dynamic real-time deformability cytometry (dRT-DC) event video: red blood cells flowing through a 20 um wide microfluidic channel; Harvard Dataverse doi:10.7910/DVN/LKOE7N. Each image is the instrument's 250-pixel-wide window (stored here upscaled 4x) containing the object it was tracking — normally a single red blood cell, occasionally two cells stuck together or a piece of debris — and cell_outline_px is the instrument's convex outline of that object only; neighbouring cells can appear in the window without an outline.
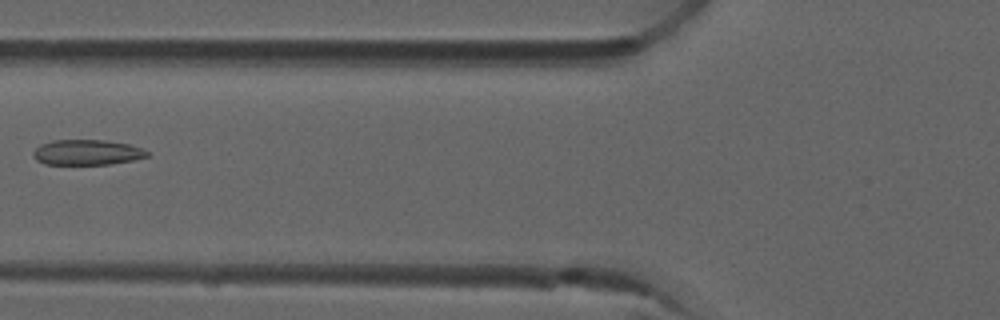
{"species": "common noctule bat (a hibernating species)", "species_latin": "Nyctalus noctula", "temperature_condition": "room temperature", "stored_images_in_passage": 7, "camera_frame_rate_fps": 3000, "um_per_image_px": 0.085, "animal": {"sex": "male", "forearm_length_mm": 52.5}, "frame": {"image": 1, "passage_image": 5, "time_ms": 1.333, "image_size_px": [1000, 320], "cell_outline_px": [[148, 156], [132, 160], [112, 164], [44, 164], [36, 160], [32, 152], [40, 144], [52, 140], [104, 140], [128, 144], [144, 148], [148, 152]], "centroid_in_image_um": [7.38, 12.95], "position_along_channel_um": 118.4, "area_um2": 16.82}}
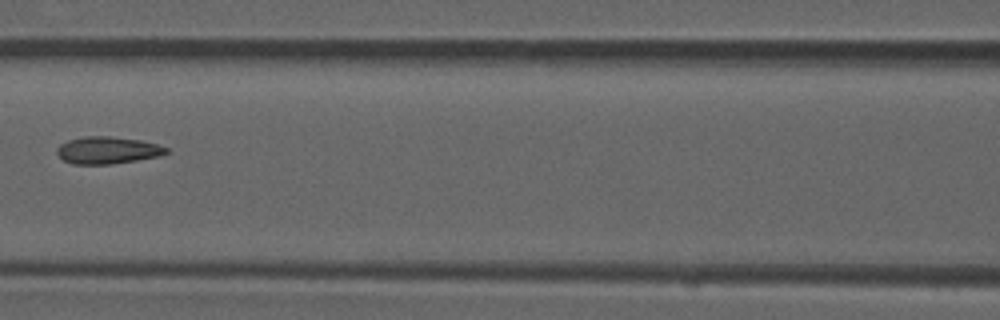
{"frame": {"image": 2, "passage_image": 6, "time_ms": 1.667, "image_size_px": [1000, 320], "cell_outline_px": [[172, 152], [156, 156], [136, 160], [108, 164], [72, 164], [64, 160], [56, 152], [56, 148], [60, 144], [68, 140], [84, 136], [108, 136], [140, 140], [156, 144], [168, 148]], "centroid_in_image_um": [9.12, 12.76], "position_along_channel_um": 157.5, "area_um2": 17.17}}
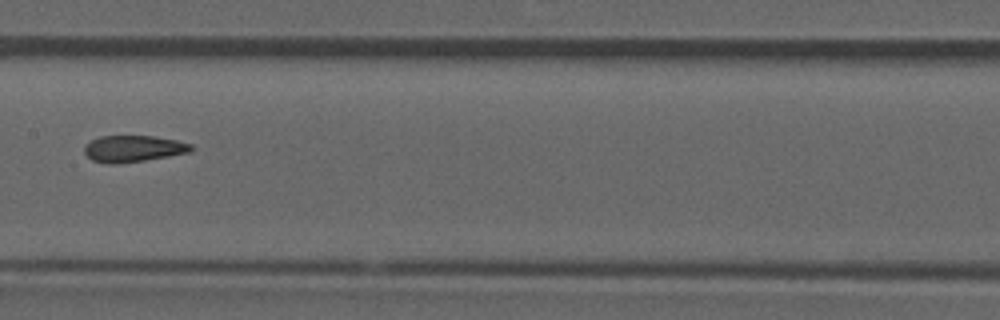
{"frame": {"image": 3, "passage_image": 7, "time_ms": 2.0, "image_size_px": [1000, 320], "cell_outline_px": [[196, 148], [192, 152], [144, 160], [116, 164], [108, 164], [92, 160], [84, 152], [84, 148], [92, 140], [100, 136], [152, 136], [176, 140], [192, 144]], "centroid_in_image_um": [11.38, 12.64], "position_along_channel_um": 196.0, "area_um2": 16.47}}